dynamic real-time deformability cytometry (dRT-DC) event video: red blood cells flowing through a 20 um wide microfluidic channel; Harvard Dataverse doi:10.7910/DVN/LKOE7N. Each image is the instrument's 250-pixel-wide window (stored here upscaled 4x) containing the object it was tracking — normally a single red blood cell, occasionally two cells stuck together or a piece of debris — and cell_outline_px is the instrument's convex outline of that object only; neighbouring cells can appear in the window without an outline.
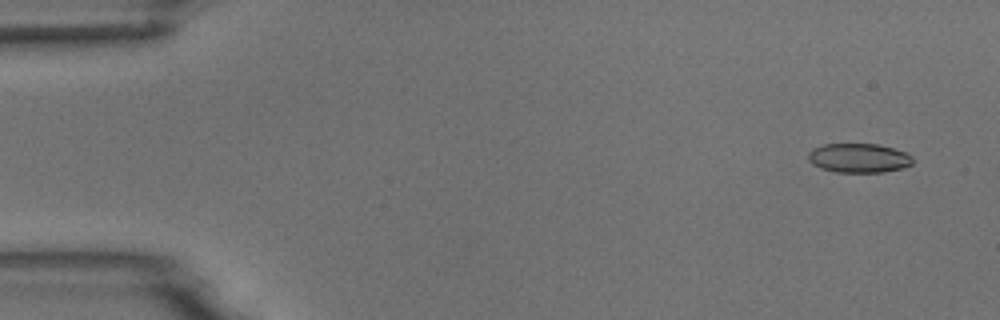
{"species": "common noctule bat (a hibernating species)", "species_latin": "Nyctalus noctula", "temperature_condition": "room temperature", "stored_images_in_passage": 5, "camera_frame_rate_fps": 3000, "um_per_image_px": 0.085, "animal": {"sex": "male", "body_mass_g": 18.8}, "frame": {"image": 1, "passage_image": 2, "time_ms": 1.0, "image_size_px": [1000, 320], "cell_outline_px": [[912, 164], [904, 168], [884, 172], [836, 172], [820, 168], [812, 164], [808, 160], [808, 152], [812, 148], [824, 144], [876, 144], [892, 148], [904, 152], [912, 156]], "centroid_in_image_um": [72.97, 13.44], "position_along_channel_um": 12.0, "area_um2": 17.86}}
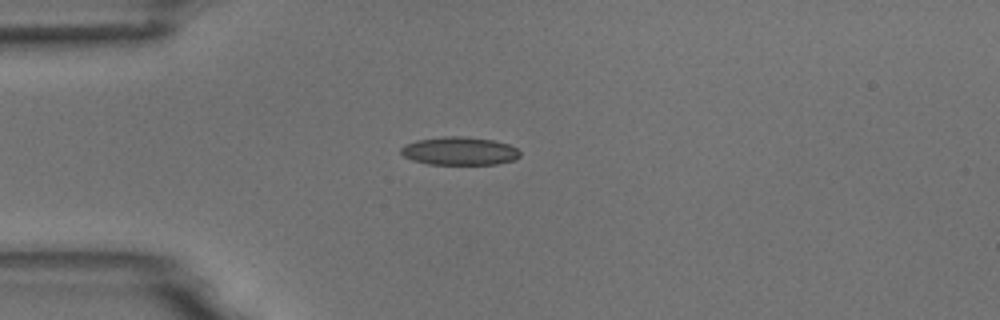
{"frame": {"image": 2, "passage_image": 5, "time_ms": 4.667, "image_size_px": [1000, 320], "cell_outline_px": [[520, 156], [516, 160], [496, 164], [428, 164], [412, 160], [404, 156], [400, 152], [400, 148], [404, 144], [416, 140], [444, 136], [460, 136], [492, 140], [508, 144], [516, 148], [520, 152]], "centroid_in_image_um": [39.04, 12.84], "position_along_channel_um": 46.0, "area_um2": 19.59}}